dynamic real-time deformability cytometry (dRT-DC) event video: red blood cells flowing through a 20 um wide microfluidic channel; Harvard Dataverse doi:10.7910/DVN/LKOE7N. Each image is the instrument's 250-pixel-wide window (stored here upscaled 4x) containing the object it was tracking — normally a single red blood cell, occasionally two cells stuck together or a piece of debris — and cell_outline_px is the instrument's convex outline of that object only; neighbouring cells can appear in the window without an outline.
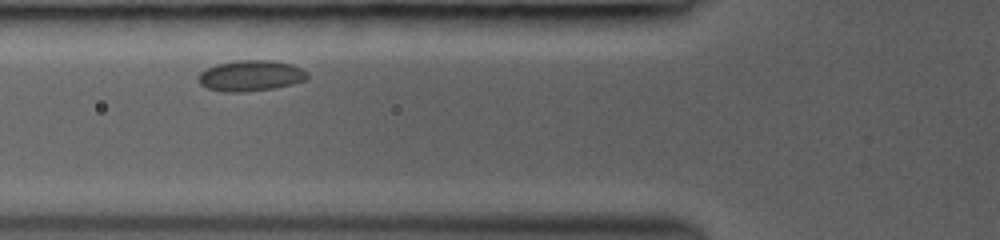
{"species": "common noctule bat (a hibernating species)", "species_latin": "Nyctalus noctula", "temperature_condition": "room temperature", "stored_images_in_passage": 4, "camera_frame_rate_fps": 3000, "um_per_image_px": 0.085, "animal": {"sex": "female", "body_mass_g": 19.0, "forearm_length_mm": 53.3}, "frame": {"image": 1, "passage_image": 2, "time_ms": 1.0, "image_size_px": [1000, 240], "cell_outline_px": [[308, 80], [292, 84], [272, 88], [240, 92], [224, 92], [208, 88], [200, 84], [200, 72], [216, 64], [240, 60], [272, 60], [292, 64], [308, 72]], "centroid_in_image_um": [21.35, 6.43], "position_along_channel_um": 104.4, "area_um2": 19.42}}
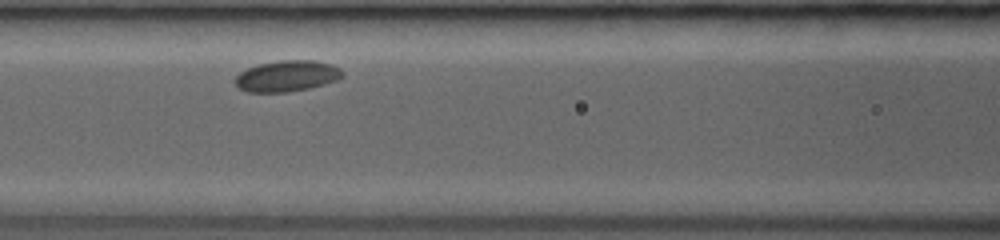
{"frame": {"image": 2, "passage_image": 3, "time_ms": 2.0, "image_size_px": [1000, 240], "cell_outline_px": [[344, 76], [336, 80], [324, 84], [308, 88], [288, 92], [248, 92], [240, 88], [236, 84], [236, 76], [240, 72], [256, 64], [280, 60], [316, 60], [332, 64], [340, 68], [344, 72]], "centroid_in_image_um": [24.42, 6.45], "position_along_channel_um": 142.2, "area_um2": 19.48}}
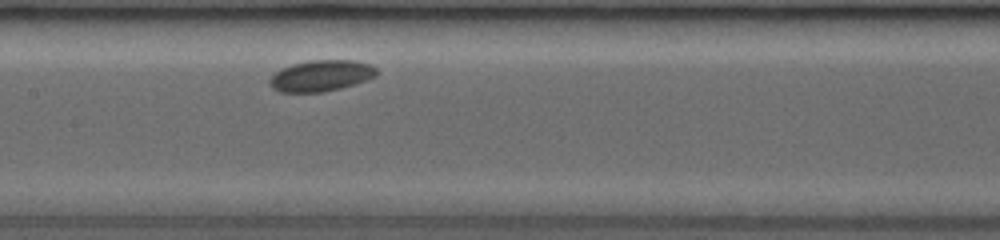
{"frame": {"image": 3, "passage_image": 4, "time_ms": 3.0, "image_size_px": [1000, 240], "cell_outline_px": [[380, 72], [376, 76], [368, 80], [340, 88], [324, 92], [280, 92], [272, 88], [268, 84], [268, 80], [276, 72], [292, 64], [308, 60], [356, 60], [372, 64]], "centroid_in_image_um": [27.33, 6.43], "position_along_channel_um": 180.1, "area_um2": 19.65}}